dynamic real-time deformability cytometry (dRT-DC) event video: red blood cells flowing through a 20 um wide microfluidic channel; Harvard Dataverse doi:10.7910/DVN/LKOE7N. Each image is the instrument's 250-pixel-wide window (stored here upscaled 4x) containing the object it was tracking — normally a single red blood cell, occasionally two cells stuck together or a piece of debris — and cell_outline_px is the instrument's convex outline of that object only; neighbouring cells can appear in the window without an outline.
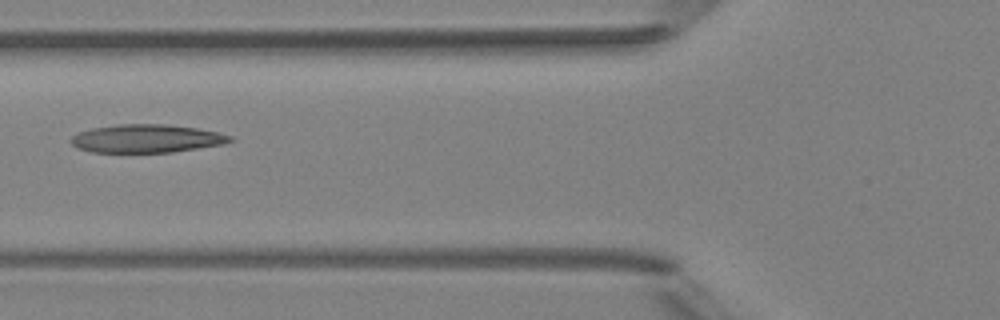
{"species": "Egyptian fruit bat (a non-hibernating species)", "species_latin": "Rousettus aegyptiacus", "temperature_condition": "room temperature", "stored_images_in_passage": 8, "camera_frame_rate_fps": 3000, "um_per_image_px": 0.085, "animal": {"sex": "female"}, "frame": {"image": 1, "passage_image": 6, "time_ms": 6.0, "image_size_px": [1000, 320], "cell_outline_px": [[236, 140], [224, 144], [172, 152], [92, 152], [76, 148], [68, 140], [72, 136], [80, 132], [92, 128], [120, 124], [164, 124], [196, 128], [216, 132], [232, 136]], "centroid_in_image_um": [12.45, 11.78], "position_along_channel_um": 113.3, "area_um2": 26.13}}
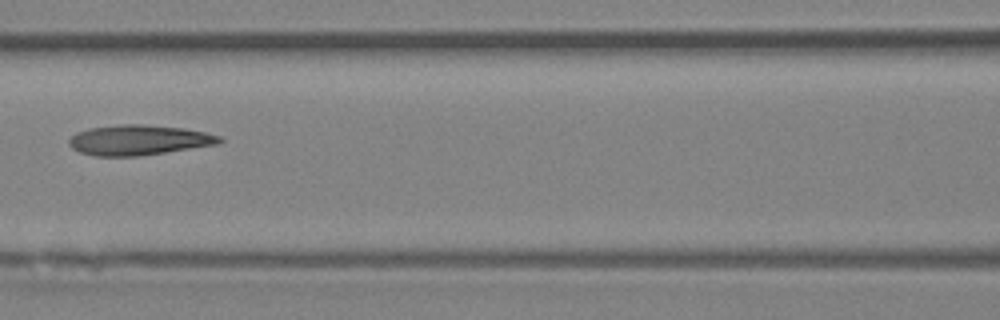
{"frame": {"image": 2, "passage_image": 7, "time_ms": 7.0, "image_size_px": [1000, 320], "cell_outline_px": [[224, 140], [216, 144], [140, 156], [96, 156], [80, 152], [72, 148], [68, 144], [68, 140], [76, 132], [88, 128], [124, 124], [144, 124], [184, 128], [204, 132], [220, 136]], "centroid_in_image_um": [11.76, 11.9], "position_along_channel_um": 154.8, "area_um2": 26.36}}
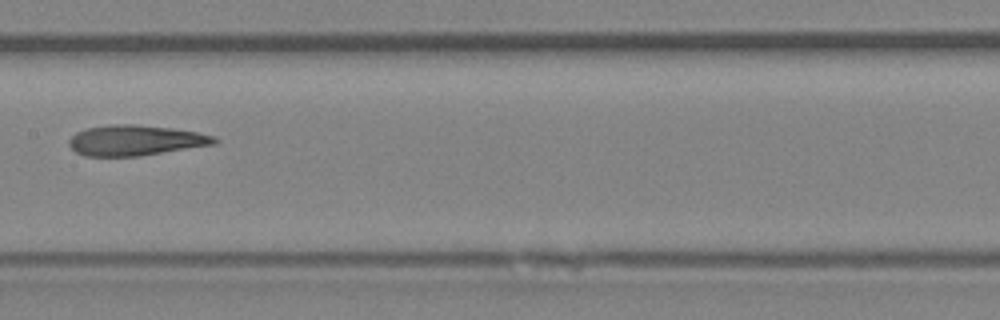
{"frame": {"image": 3, "passage_image": 8, "time_ms": 8.0, "image_size_px": [1000, 320], "cell_outline_px": [[220, 140], [216, 144], [140, 156], [88, 156], [76, 152], [68, 144], [68, 140], [76, 132], [88, 128], [112, 124], [132, 124], [172, 128], [196, 132], [216, 136]], "centroid_in_image_um": [11.54, 11.93], "position_along_channel_um": 195.9, "area_um2": 25.78}}